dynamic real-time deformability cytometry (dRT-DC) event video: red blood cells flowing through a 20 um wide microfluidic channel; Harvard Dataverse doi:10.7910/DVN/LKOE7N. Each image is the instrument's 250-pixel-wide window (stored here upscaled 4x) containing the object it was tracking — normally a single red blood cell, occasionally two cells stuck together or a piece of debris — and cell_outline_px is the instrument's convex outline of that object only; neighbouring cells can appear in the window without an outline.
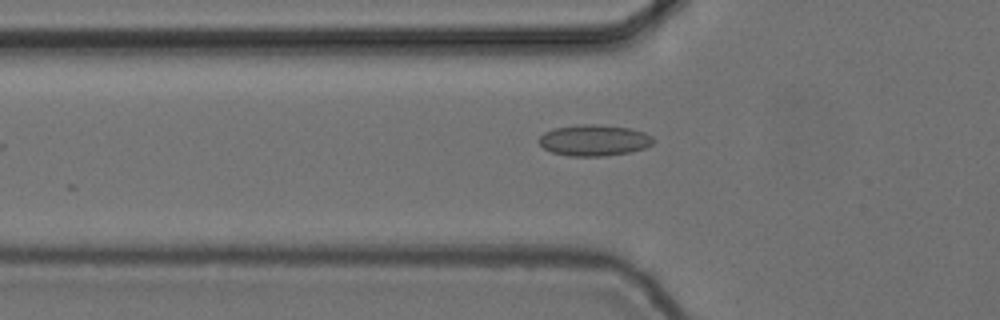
{"species": "common noctule bat (a hibernating species)", "species_latin": "Nyctalus noctula", "temperature_condition": "cold", "stored_images_in_passage": 32, "camera_frame_rate_fps": 3000, "um_per_image_px": 0.085, "animal": {"sex": "female", "body_mass_g": 24.6, "forearm_length_mm": 56.2}, "frame": {"image": 1, "passage_image": 6, "time_ms": 1.667, "image_size_px": [1000, 320], "cell_outline_px": [[656, 140], [652, 144], [644, 148], [632, 152], [604, 156], [568, 156], [552, 152], [544, 148], [536, 140], [544, 132], [552, 128], [580, 124], [596, 124], [632, 128], [644, 132], [652, 136]], "centroid_in_image_um": [50.5, 11.92], "position_along_channel_um": 75.3, "area_um2": 21.1}}
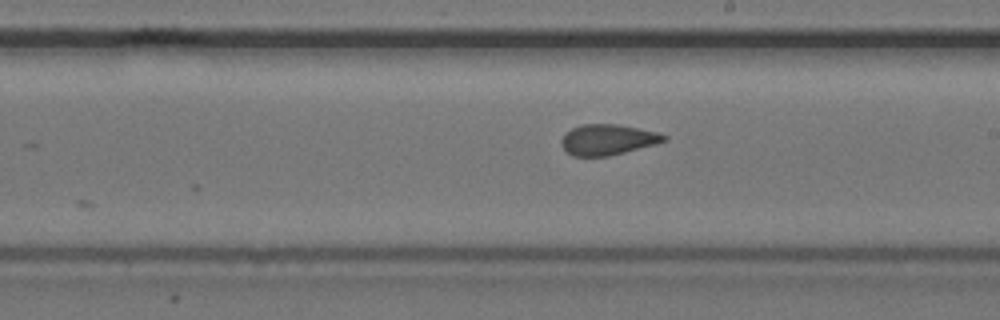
{"frame": {"image": 2, "passage_image": 19, "time_ms": 6.0, "image_size_px": [1000, 320], "cell_outline_px": [[668, 140], [656, 144], [608, 156], [572, 156], [560, 144], [560, 140], [572, 128], [580, 124], [616, 124], [660, 132], [668, 136]], "centroid_in_image_um": [51.69, 11.86], "position_along_channel_um": 237.3, "area_um2": 18.32}}
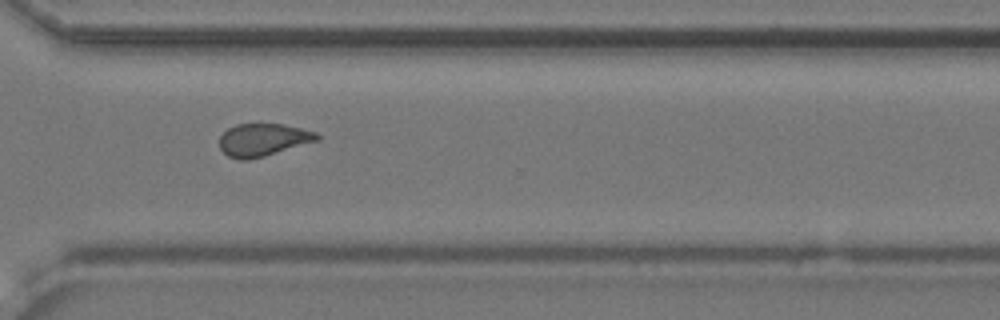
{"frame": {"image": 3, "passage_image": 28, "time_ms": 9.0, "image_size_px": [1000, 320], "cell_outline_px": [[320, 140], [264, 156], [248, 160], [240, 160], [228, 156], [220, 148], [220, 136], [228, 128], [236, 124], [284, 124], [316, 132], [320, 136]], "centroid_in_image_um": [22.37, 11.88], "position_along_channel_um": 348.2, "area_um2": 18.5}, "authors_computed_cell_mechanics": {"area_um2": 18.6405, "velocity_mm_per_s": 3.7168, "shape_relaxation_time_tau1_ms": null, "shape_relaxation_time_tau2_ms": 1.4552, "deformation_change_tau1": null, "deformation_change_tau2": 0.0821}}